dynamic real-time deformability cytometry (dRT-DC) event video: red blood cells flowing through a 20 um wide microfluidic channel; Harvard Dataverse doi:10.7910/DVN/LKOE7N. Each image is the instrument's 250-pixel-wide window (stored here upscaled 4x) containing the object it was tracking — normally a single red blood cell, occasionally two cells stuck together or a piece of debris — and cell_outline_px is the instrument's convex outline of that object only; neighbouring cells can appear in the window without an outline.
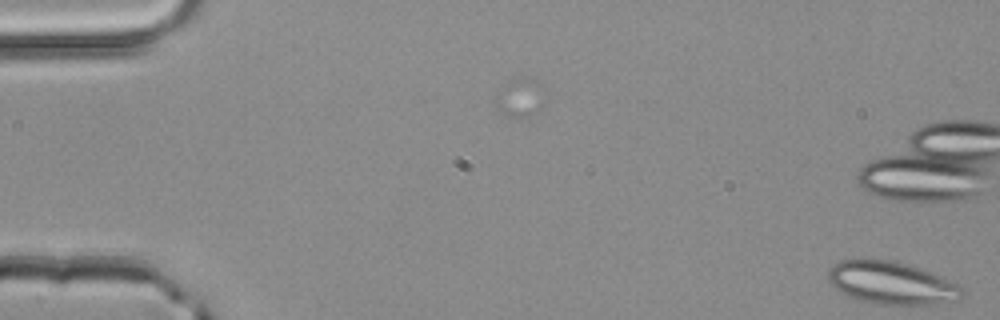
{"species": "common noctule bat (a hibernating species)", "species_latin": "Nyctalus noctula", "temperature_condition": "room temperature", "stored_images_in_passage": 2, "camera_frame_rate_fps": 3000, "um_per_image_px": 0.085, "animal": {"sex": "male", "body_mass_g": 20.4}, "frame": {"image": 1, "passage_image": 2, "time_ms": 0.333, "image_size_px": [1000, 320], "cell_outline_px": [[964, 296], [960, 300], [932, 304], [876, 304], [856, 300], [840, 292], [828, 280], [828, 272], [832, 264], [840, 260], [864, 256], [868, 256], [888, 260], [920, 268], [960, 284], [964, 288]], "centroid_in_image_um": [75.75, 24.02], "position_along_channel_um": 9.2, "area_um2": 33.99}}